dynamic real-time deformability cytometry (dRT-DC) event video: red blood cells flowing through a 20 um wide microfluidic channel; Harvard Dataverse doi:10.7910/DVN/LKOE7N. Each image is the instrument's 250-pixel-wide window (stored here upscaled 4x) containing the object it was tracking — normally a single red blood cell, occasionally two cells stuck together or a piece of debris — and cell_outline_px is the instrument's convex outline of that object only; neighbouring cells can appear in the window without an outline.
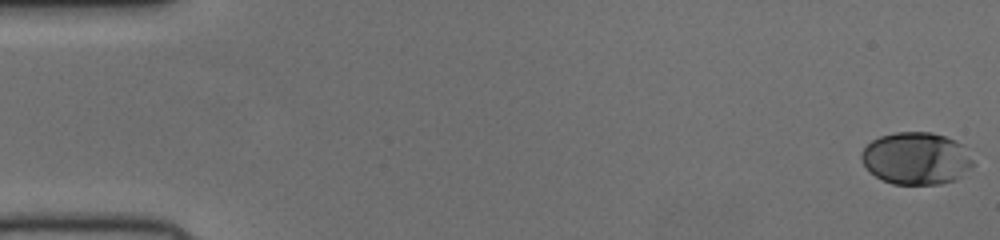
{"species": "human", "species_latin": "Homo sapiens", "temperature_condition": "cold", "stored_images_in_passage": 53, "camera_frame_rate_fps": 3000, "um_per_image_px": 0.085, "donor": {"sex": "female"}, "frame": {"image": 1, "passage_image": 1, "time_ms": 0.0, "image_size_px": [1000, 240], "cell_outline_px": [[976, 164], [956, 180], [940, 184], [892, 184], [876, 176], [860, 160], [860, 152], [872, 140], [880, 136], [896, 132], [932, 132], [944, 136], [964, 144]], "centroid_in_image_um": [77.92, 13.46], "position_along_channel_um": 7.1, "area_um2": 34.28}}
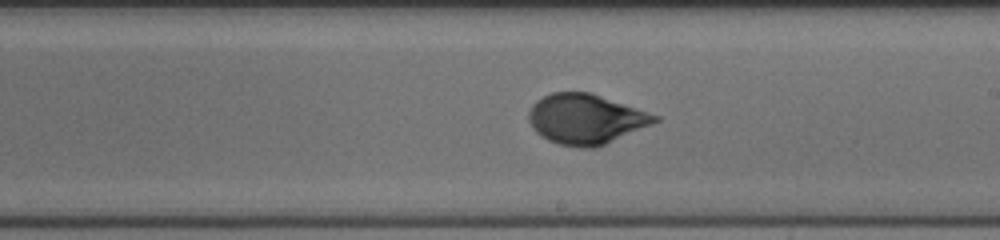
{"frame": {"image": 2, "passage_image": 31, "time_ms": 10.0, "image_size_px": [1000, 240], "cell_outline_px": [[660, 120], [652, 124], [596, 148], [580, 148], [560, 144], [548, 140], [540, 136], [532, 128], [528, 120], [528, 112], [532, 104], [536, 100], [552, 92], [588, 92], [660, 116]], "centroid_in_image_um": [49.75, 10.13], "position_along_channel_um": 239.3, "area_um2": 36.59}}
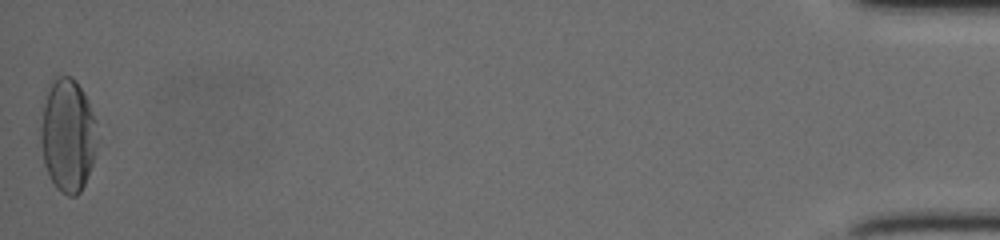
{"frame": {"image": 3, "passage_image": 53, "time_ms": 17.333, "image_size_px": [1000, 240], "cell_outline_px": [[100, 136], [92, 164], [84, 184], [80, 192], [76, 196], [68, 196], [60, 192], [56, 188], [44, 164], [40, 140], [40, 128], [44, 104], [48, 84], [56, 76], [72, 76], [76, 80], [84, 92], [88, 100], [96, 120]], "centroid_in_image_um": [5.78, 11.47], "position_along_channel_um": 429.4, "area_um2": 37.92}}